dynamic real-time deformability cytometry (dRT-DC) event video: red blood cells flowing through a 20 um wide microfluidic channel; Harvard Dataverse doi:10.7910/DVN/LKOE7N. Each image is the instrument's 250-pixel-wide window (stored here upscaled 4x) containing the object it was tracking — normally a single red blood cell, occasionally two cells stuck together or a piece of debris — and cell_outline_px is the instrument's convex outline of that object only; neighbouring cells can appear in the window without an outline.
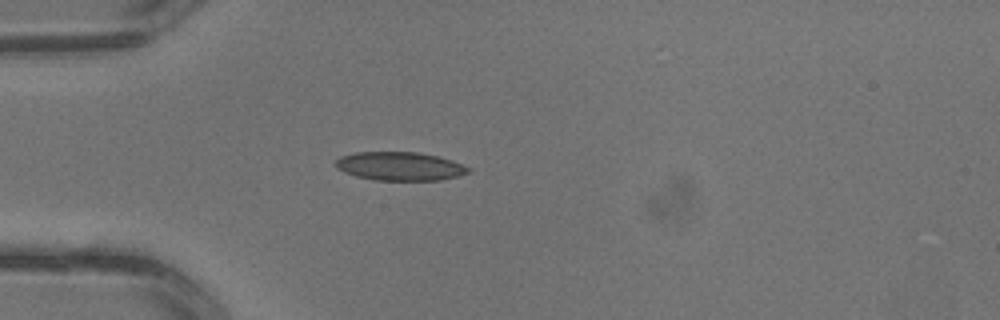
{"species": "common noctule bat (a hibernating species)", "species_latin": "Nyctalus noctula", "temperature_condition": "warm", "stored_images_in_passage": 1, "camera_frame_rate_fps": 3000, "um_per_image_px": 0.085, "animal": {"sex": "male", "body_mass_g": 13.3}, "frame": {"image": 1, "passage_image": 1, "time_ms": 0.0, "image_size_px": [1000, 320], "cell_outline_px": [[472, 172], [440, 180], [376, 180], [356, 176], [344, 172], [336, 168], [336, 160], [340, 156], [356, 152], [416, 152], [436, 156], [452, 160], [472, 168]], "centroid_in_image_um": [34.0, 14.13], "position_along_channel_um": 51.0, "area_um2": 22.08}}